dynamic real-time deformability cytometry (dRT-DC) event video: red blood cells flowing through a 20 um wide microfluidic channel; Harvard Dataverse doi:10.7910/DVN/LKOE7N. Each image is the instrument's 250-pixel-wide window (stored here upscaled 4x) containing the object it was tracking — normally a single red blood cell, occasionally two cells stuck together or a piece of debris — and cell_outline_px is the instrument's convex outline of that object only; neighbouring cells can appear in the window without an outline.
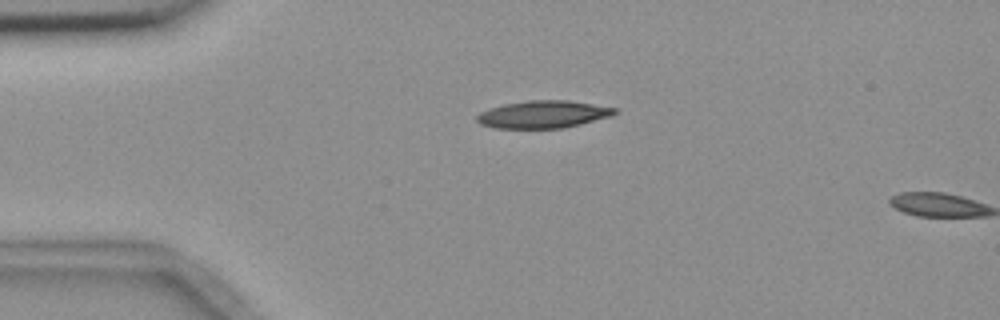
{"species": "common noctule bat (a hibernating species)", "species_latin": "Nyctalus noctula", "temperature_condition": "room temperature", "stored_images_in_passage": 2, "camera_frame_rate_fps": 3000, "um_per_image_px": 0.085, "animal": {"sex": "female", "body_mass_g": 18.4}, "frame": {"image": 1, "passage_image": 1, "time_ms": 0.0, "image_size_px": [1000, 320], "cell_outline_px": [[616, 112], [612, 116], [564, 128], [496, 128], [480, 124], [476, 120], [476, 116], [480, 112], [504, 104], [528, 100], [568, 100], [616, 108]], "centroid_in_image_um": [46.16, 9.72], "position_along_channel_um": 38.8, "area_um2": 21.91}}